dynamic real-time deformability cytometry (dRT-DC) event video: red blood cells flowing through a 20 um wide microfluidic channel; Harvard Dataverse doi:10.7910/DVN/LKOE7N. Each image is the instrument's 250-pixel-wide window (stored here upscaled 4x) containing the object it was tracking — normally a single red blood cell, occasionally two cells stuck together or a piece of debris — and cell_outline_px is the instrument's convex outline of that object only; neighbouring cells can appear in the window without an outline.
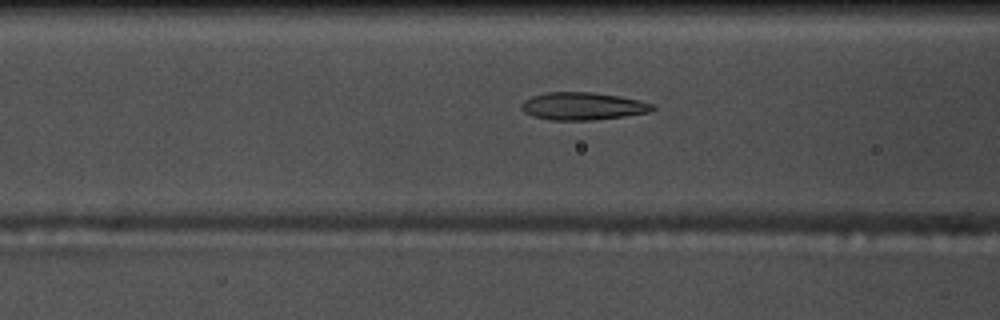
{"species": "common noctule bat (a hibernating species)", "species_latin": "Nyctalus noctula", "temperature_condition": "warm", "stored_images_in_passage": 43, "camera_frame_rate_fps": 3000, "um_per_image_px": 0.085, "animal": {"sex": "male", "body_mass_g": 17.5, "forearm_length_mm": 52.3}, "frame": {"image": 1, "passage_image": 10, "time_ms": 3.0, "image_size_px": [1000, 320], "cell_outline_px": [[656, 108], [652, 112], [624, 116], [592, 120], [552, 120], [532, 116], [524, 112], [520, 108], [520, 104], [524, 100], [532, 96], [548, 92], [592, 92], [620, 96], [656, 104]], "centroid_in_image_um": [49.55, 9.02], "position_along_channel_um": 117.0, "area_um2": 21.27}}
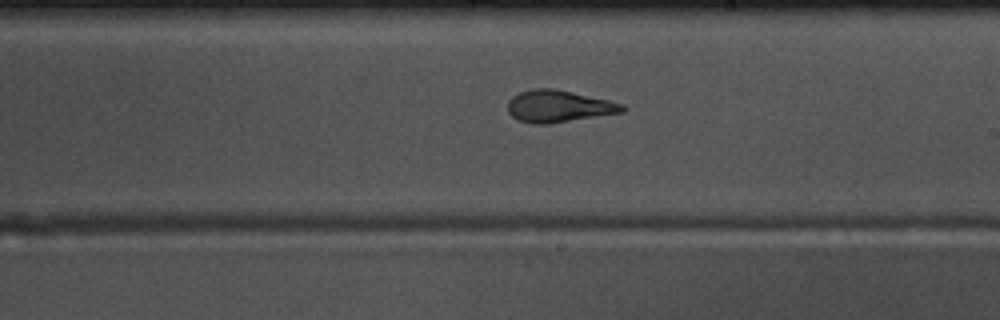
{"frame": {"image": 2, "passage_image": 20, "time_ms": 6.333, "image_size_px": [1000, 320], "cell_outline_px": [[628, 108], [624, 112], [548, 124], [532, 124], [516, 120], [508, 112], [508, 100], [512, 96], [520, 92], [532, 88], [556, 88], [608, 100], [624, 104]], "centroid_in_image_um": [47.48, 9.03], "position_along_channel_um": 241.5, "area_um2": 21.62}}
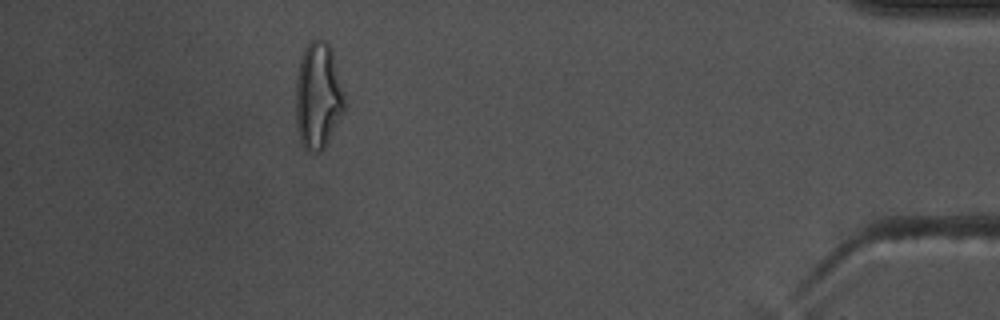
{"frame": {"image": 3, "passage_image": 38, "time_ms": 12.333, "image_size_px": [1000, 320], "cell_outline_px": [[344, 112], [324, 148], [320, 152], [316, 152], [304, 148], [300, 140], [296, 124], [296, 76], [300, 56], [304, 48], [312, 40], [324, 40], [328, 44], [332, 52], [344, 100]], "centroid_in_image_um": [27.0, 8.16], "position_along_channel_um": 408.2, "area_um2": 29.88}, "authors_computed_cell_mechanics": {"area_um2": 21.386, "velocity_mm_per_s": 3.7419, "shape_relaxation_time_tau1_ms": 11.1212, "shape_relaxation_time_tau2_ms": 1.4494, "deformation_change_tau1": 0.2906, "deformation_change_tau2": 0.0947}}